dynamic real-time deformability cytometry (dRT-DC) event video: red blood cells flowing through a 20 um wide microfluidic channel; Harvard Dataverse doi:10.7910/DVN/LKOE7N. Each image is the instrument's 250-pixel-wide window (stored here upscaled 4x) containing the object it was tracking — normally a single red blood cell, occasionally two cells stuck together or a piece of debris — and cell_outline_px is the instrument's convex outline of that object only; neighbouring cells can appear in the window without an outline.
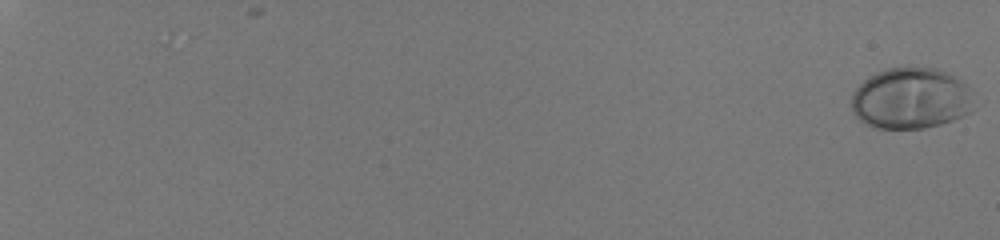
{"species": "human", "species_latin": "Homo sapiens", "temperature_condition": "room temperature", "stored_images_in_passage": 58, "camera_frame_rate_fps": 3000, "um_per_image_px": 0.085, "donor": {"sex": "male"}, "frame": {"image": 1, "passage_image": 1, "time_ms": 0.0, "image_size_px": [1000, 240], "cell_outline_px": [[976, 108], [952, 120], [940, 124], [924, 128], [876, 128], [864, 124], [852, 112], [852, 92], [868, 76], [876, 72], [888, 68], [908, 64], [936, 68], [948, 72], [964, 84], [968, 88]], "centroid_in_image_um": [77.4, 8.33], "position_along_channel_um": 7.6, "area_um2": 44.27}}
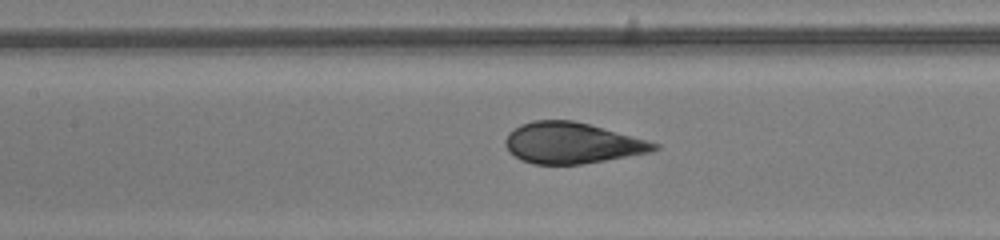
{"frame": {"image": 2, "passage_image": 34, "time_ms": 11.0, "image_size_px": [1000, 240], "cell_outline_px": [[660, 148], [652, 152], [580, 164], [532, 164], [520, 160], [504, 144], [504, 140], [508, 132], [520, 124], [532, 120], [572, 120], [588, 124], [660, 144]], "centroid_in_image_um": [48.58, 12.15], "position_along_channel_um": 158.8, "area_um2": 35.26}}
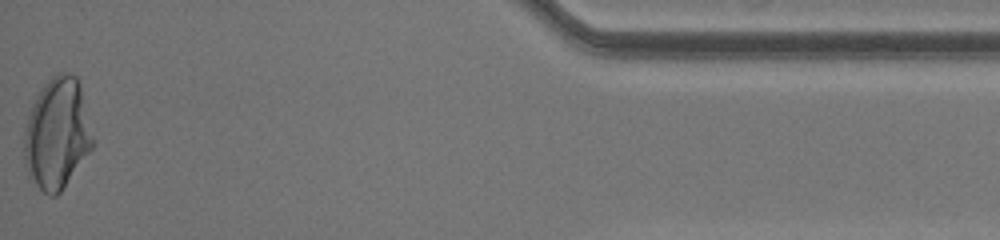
{"frame": {"image": 3, "passage_image": 58, "time_ms": 19.0, "image_size_px": [1000, 240], "cell_outline_px": [[96, 144], [60, 192], [56, 196], [48, 196], [28, 176], [24, 160], [24, 128], [32, 104], [44, 84], [52, 76], [60, 72], [68, 72], [76, 76], [80, 84]], "centroid_in_image_um": [4.87, 11.36], "position_along_channel_um": 430.3, "area_um2": 44.68}, "authors_computed_cell_mechanics": {"area_um2": 37.6278, "velocity_mm_per_s": 4.0738, "shape_relaxation_time_tau1_ms": 4.481, "shape_relaxation_time_tau2_ms": null, "deformation_change_tau1": 0.2149, "deformation_change_tau2": null}}